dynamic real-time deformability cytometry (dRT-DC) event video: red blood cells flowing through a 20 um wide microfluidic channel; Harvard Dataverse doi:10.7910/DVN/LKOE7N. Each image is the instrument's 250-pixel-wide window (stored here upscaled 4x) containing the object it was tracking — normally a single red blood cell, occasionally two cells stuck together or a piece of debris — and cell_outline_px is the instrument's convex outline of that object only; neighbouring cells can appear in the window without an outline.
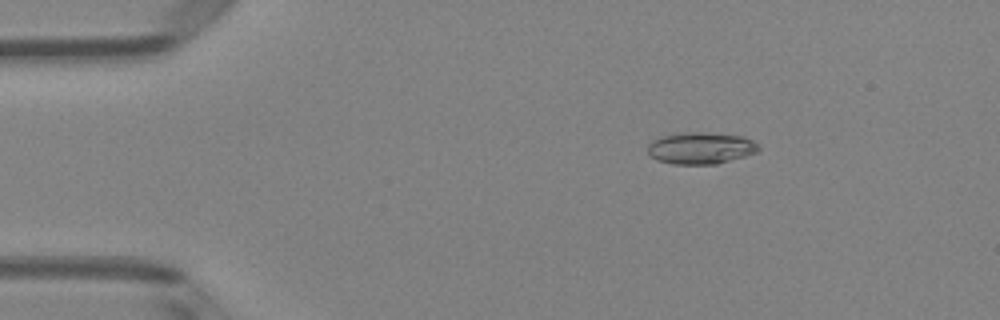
{"species": "Egyptian fruit bat (a non-hibernating species)", "species_latin": "Rousettus aegyptiacus", "temperature_condition": "room temperature", "stored_images_in_passage": 50, "camera_frame_rate_fps": 3000, "um_per_image_px": 0.085, "animal": {"sex": "female"}, "frame": {"image": 1, "passage_image": 8, "time_ms": 2.333, "image_size_px": [1000, 320], "cell_outline_px": [[760, 148], [756, 152], [744, 156], [716, 164], [672, 164], [656, 160], [648, 156], [648, 144], [652, 140], [660, 136], [680, 132], [708, 132], [744, 136], [752, 140]], "centroid_in_image_um": [59.5, 12.58], "position_along_channel_um": 25.5, "area_um2": 20.75}}
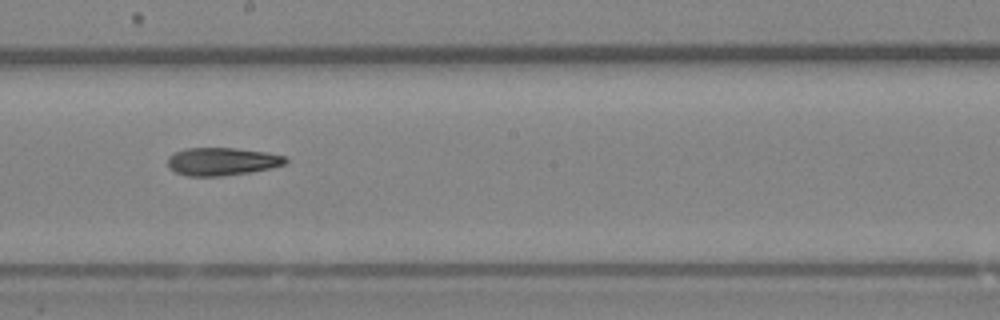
{"frame": {"image": 2, "passage_image": 28, "time_ms": 9.0, "image_size_px": [1000, 320], "cell_outline_px": [[288, 164], [272, 168], [252, 172], [224, 176], [188, 176], [176, 172], [168, 168], [168, 156], [172, 152], [184, 148], [236, 148], [268, 152], [284, 156], [288, 160]], "centroid_in_image_um": [18.88, 13.72], "position_along_channel_um": 229.3, "area_um2": 19.54}}
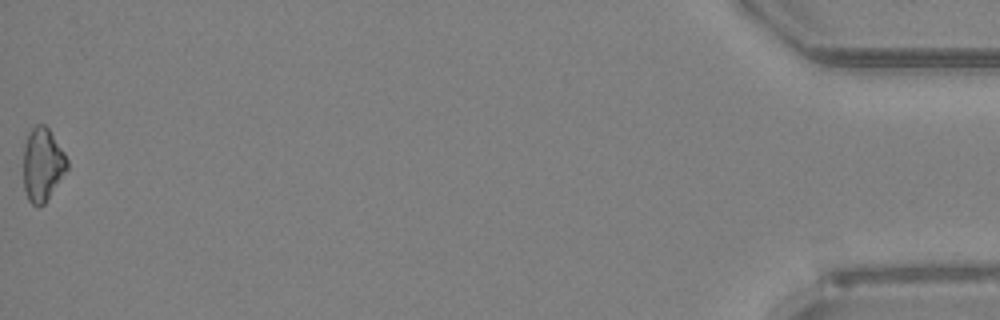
{"frame": {"image": 3, "passage_image": 50, "time_ms": 16.333, "image_size_px": [1000, 320], "cell_outline_px": [[68, 168], [44, 204], [32, 204], [28, 200], [24, 188], [24, 144], [28, 132], [36, 124], [44, 124], [48, 128], [64, 152], [68, 160]], "centroid_in_image_um": [3.61, 13.95], "position_along_channel_um": 431.6, "area_um2": 18.5}}